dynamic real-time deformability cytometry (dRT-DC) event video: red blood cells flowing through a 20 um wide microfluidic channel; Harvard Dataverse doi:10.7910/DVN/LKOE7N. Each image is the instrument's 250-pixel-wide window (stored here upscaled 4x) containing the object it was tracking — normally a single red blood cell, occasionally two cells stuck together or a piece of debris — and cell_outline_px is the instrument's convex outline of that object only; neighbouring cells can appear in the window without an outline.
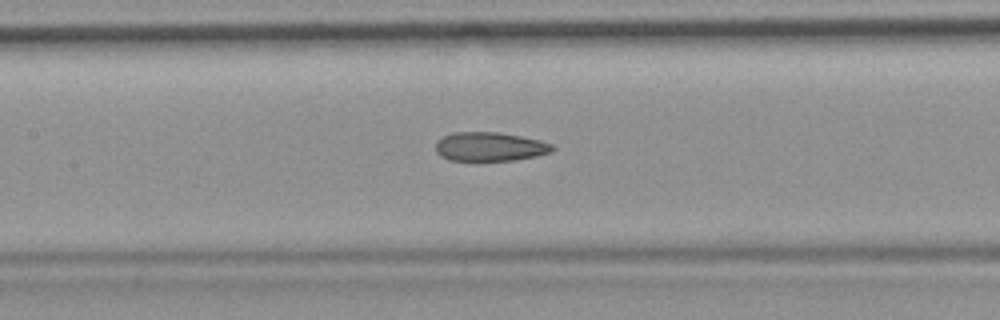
{"species": "common noctule bat (a hibernating species)", "species_latin": "Nyctalus noctula", "temperature_condition": "room temperature", "stored_images_in_passage": 43, "camera_frame_rate_fps": 3000, "um_per_image_px": 0.085, "animal": {"sex": "female", "body_mass_g": 19.9}, "frame": {"image": 1, "passage_image": 25, "time_ms": 8.0, "image_size_px": [1000, 320], "cell_outline_px": [[556, 148], [552, 152], [536, 156], [516, 160], [448, 160], [440, 156], [436, 152], [436, 144], [444, 136], [452, 132], [496, 132], [520, 136], [540, 140], [552, 144]], "centroid_in_image_um": [41.66, 12.47], "position_along_channel_um": 165.7, "area_um2": 19.65}}